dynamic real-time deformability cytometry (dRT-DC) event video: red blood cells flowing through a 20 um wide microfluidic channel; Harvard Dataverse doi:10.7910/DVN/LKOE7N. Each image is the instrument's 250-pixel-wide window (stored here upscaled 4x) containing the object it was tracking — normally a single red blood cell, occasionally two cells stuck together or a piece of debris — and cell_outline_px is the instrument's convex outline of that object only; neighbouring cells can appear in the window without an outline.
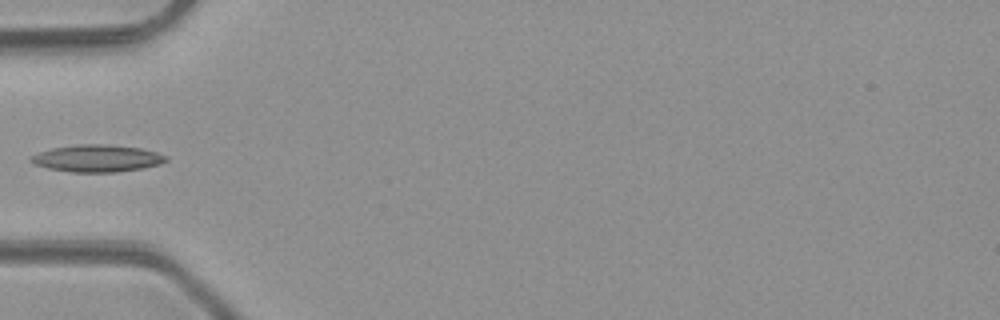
{"species": "common noctule bat (a hibernating species)", "species_latin": "Nyctalus noctula", "temperature_condition": "room temperature", "stored_images_in_passage": 4, "camera_frame_rate_fps": 3000, "um_per_image_px": 0.085, "animal": {"sex": "male", "body_mass_g": 23.1, "forearm_length_mm": 52.7}, "frame": {"image": 1, "passage_image": 4, "time_ms": 3.333, "image_size_px": [1000, 320], "cell_outline_px": [[168, 160], [160, 164], [144, 168], [116, 172], [68, 172], [48, 168], [36, 164], [28, 160], [32, 156], [40, 152], [52, 148], [76, 144], [108, 144], [140, 148], [156, 152], [168, 156]], "centroid_in_image_um": [8.28, 13.46], "position_along_channel_um": 76.7, "area_um2": 21.39}}